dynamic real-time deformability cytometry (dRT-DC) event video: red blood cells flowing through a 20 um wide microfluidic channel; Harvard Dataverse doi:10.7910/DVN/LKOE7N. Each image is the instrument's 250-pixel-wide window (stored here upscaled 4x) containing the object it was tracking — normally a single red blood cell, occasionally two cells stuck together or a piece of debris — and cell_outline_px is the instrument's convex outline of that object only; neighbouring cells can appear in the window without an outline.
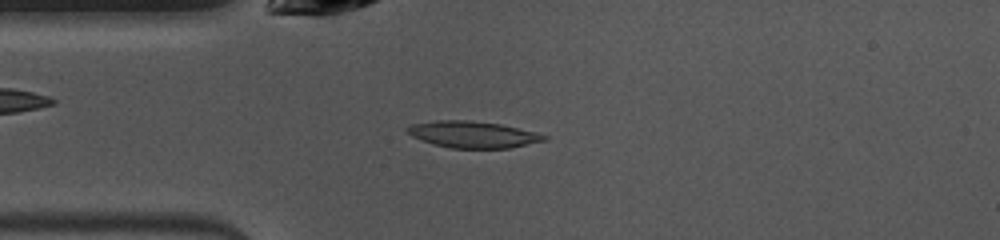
{"species": "common noctule bat (a hibernating species)", "species_latin": "Nyctalus noctula", "temperature_condition": "warm", "stored_images_in_passage": 40, "camera_frame_rate_fps": 3000, "um_per_image_px": 0.085, "animal": {"sex": "female", "body_mass_g": 10.0, "forearm_length_mm": 53.1}, "frame": {"image": 1, "passage_image": 3, "time_ms": 0.667, "image_size_px": [1000, 240], "cell_outline_px": [[548, 140], [508, 148], [452, 148], [420, 140], [412, 136], [404, 128], [412, 124], [436, 120], [468, 120], [500, 124], [536, 132], [548, 136]], "centroid_in_image_um": [40.2, 11.42], "position_along_channel_um": 44.8, "area_um2": 21.1}}
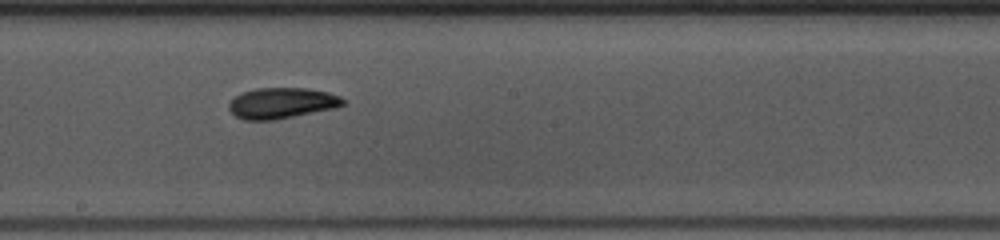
{"frame": {"image": 2, "passage_image": 17, "time_ms": 5.333, "image_size_px": [1000, 240], "cell_outline_px": [[348, 100], [344, 104], [332, 108], [272, 120], [244, 120], [236, 116], [228, 108], [228, 104], [236, 96], [244, 92], [256, 88], [304, 88], [328, 92], [340, 96]], "centroid_in_image_um": [23.95, 8.75], "position_along_channel_um": 224.3, "area_um2": 20.17}}
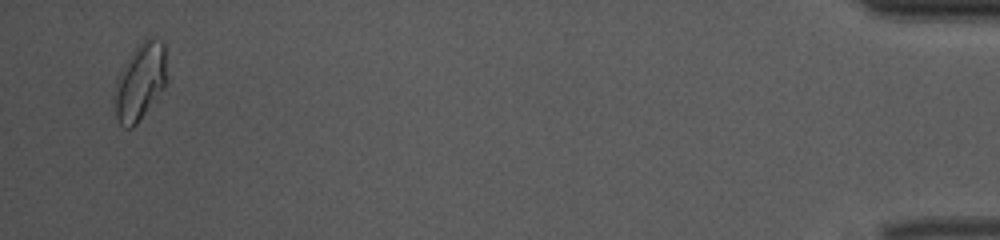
{"frame": {"image": 3, "passage_image": 39, "time_ms": 12.667, "image_size_px": [1000, 240], "cell_outline_px": [[168, 80], [164, 88], [136, 124], [132, 128], [124, 128], [120, 124], [116, 116], [116, 76], [132, 52], [148, 36], [152, 36], [164, 40]], "centroid_in_image_um": [11.96, 6.89], "position_along_channel_um": 423.2, "area_um2": 23.47}, "authors_computed_cell_mechanics": {"area_um2": 20.1144, "velocity_mm_per_s": 3.9896, "shape_relaxation_time_tau1_ms": 4.9712, "shape_relaxation_time_tau2_ms": 4.7817, "deformation_change_tau1": 0.1391, "deformation_change_tau2": 0.1047}}